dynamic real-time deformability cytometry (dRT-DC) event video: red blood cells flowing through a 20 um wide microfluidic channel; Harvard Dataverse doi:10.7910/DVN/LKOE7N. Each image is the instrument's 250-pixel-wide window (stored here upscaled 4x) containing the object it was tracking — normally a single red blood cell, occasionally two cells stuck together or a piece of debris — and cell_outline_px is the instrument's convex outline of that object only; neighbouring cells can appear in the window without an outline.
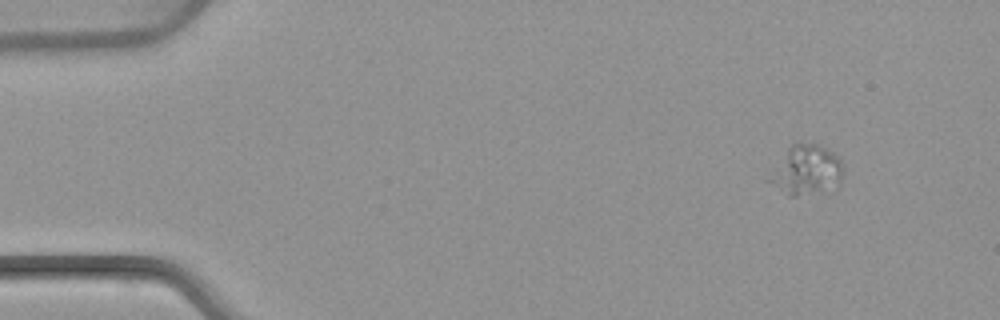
{"species": "common noctule bat (a hibernating species)", "species_latin": "Nyctalus noctula", "temperature_condition": "warm", "stored_images_in_passage": 5, "camera_frame_rate_fps": 3000, "um_per_image_px": 0.085, "animal": {"sex": "female", "body_mass_g": 22.7, "forearm_length_mm": 54.2}, "frame": {"image": 1, "passage_image": 1, "time_ms": 0.0, "image_size_px": [1000, 320], "cell_outline_px": [[844, 172], [840, 184], [832, 192], [796, 196], [788, 196], [764, 180], [788, 148], [792, 144], [820, 144], [840, 156]], "centroid_in_image_um": [68.58, 14.52], "position_along_channel_um": 16.4, "area_um2": 22.2}}
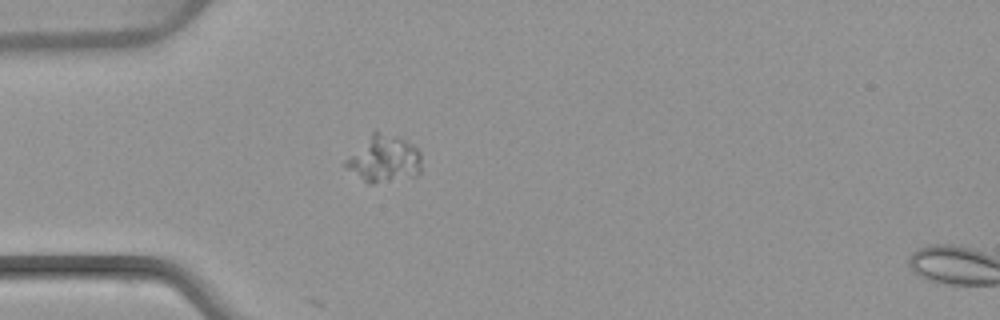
{"frame": {"image": 2, "passage_image": 4, "time_ms": 3.333, "image_size_px": [1000, 320], "cell_outline_px": [[420, 172], [416, 176], [372, 184], [368, 184], [348, 168], [344, 164], [344, 160], [376, 128], [396, 136], [412, 144], [420, 152]], "centroid_in_image_um": [32.64, 13.48], "position_along_channel_um": 52.4, "area_um2": 20.69}}